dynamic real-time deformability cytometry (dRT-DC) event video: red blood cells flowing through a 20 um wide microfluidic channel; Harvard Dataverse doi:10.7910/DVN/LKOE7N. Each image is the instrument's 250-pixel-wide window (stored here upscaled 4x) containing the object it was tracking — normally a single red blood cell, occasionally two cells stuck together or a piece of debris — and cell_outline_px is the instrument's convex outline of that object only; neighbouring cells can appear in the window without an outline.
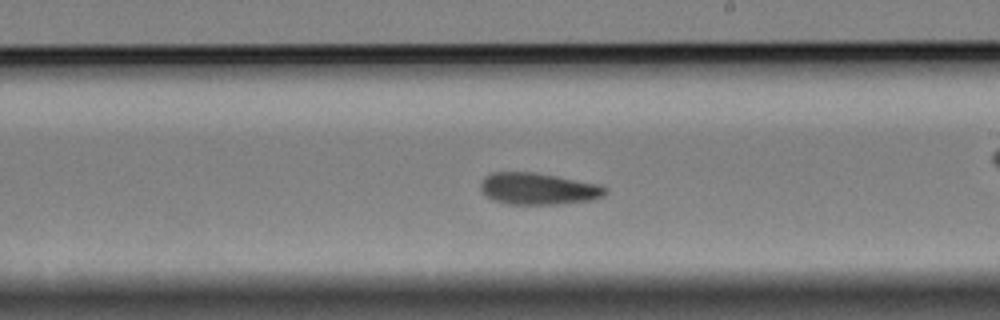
{"species": "Egyptian fruit bat (a non-hibernating species)", "species_latin": "Rousettus aegyptiacus", "temperature_condition": "cold", "stored_images_in_passage": 39, "camera_frame_rate_fps": 3000, "um_per_image_px": 0.085, "animal": {"sex": "female"}, "frame": {"image": 1, "passage_image": 13, "time_ms": 4.0, "image_size_px": [1000, 320], "cell_outline_px": [[608, 192], [604, 196], [592, 200], [560, 204], [508, 204], [492, 200], [480, 188], [480, 184], [484, 176], [492, 172], [532, 172], [556, 176], [600, 184], [608, 188]], "centroid_in_image_um": [45.78, 16.04], "position_along_channel_um": 243.2, "area_um2": 23.18}}
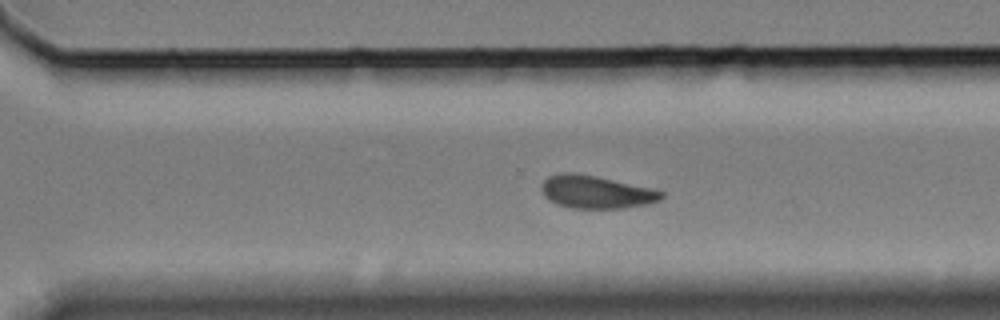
{"frame": {"image": 2, "passage_image": 20, "time_ms": 6.333, "image_size_px": [1000, 320], "cell_outline_px": [[664, 196], [660, 200], [648, 204], [620, 208], [572, 208], [556, 204], [548, 200], [544, 196], [540, 188], [544, 180], [548, 176], [564, 172], [572, 172], [596, 176], [652, 188], [664, 192]], "centroid_in_image_um": [50.65, 16.32], "position_along_channel_um": 320.0, "area_um2": 23.0}}
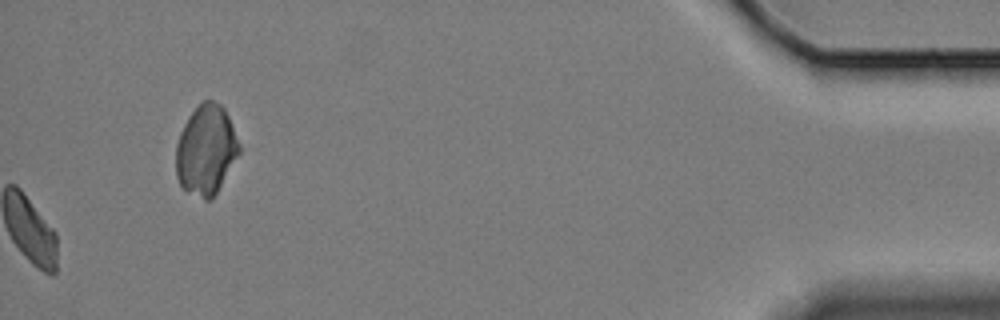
{"frame": {"image": 3, "passage_image": 39, "time_ms": 12.667, "image_size_px": [1000, 320], "cell_outline_px": [[240, 152], [212, 200], [204, 200], [180, 188], [176, 176], [176, 144], [180, 132], [188, 116], [204, 100], [212, 100], [220, 104], [224, 108], [228, 116], [240, 144]], "centroid_in_image_um": [17.49, 12.78], "position_along_channel_um": 417.7, "area_um2": 33.18}, "authors_computed_cell_mechanics": {"area_um2": 23.1778, "velocity_mm_per_s": 3.2966, "shape_relaxation_time_tau1_ms": 3.4789, "shape_relaxation_time_tau2_ms": 1.8732, "deformation_change_tau1": 0.2094, "deformation_change_tau2": 0.0994}}